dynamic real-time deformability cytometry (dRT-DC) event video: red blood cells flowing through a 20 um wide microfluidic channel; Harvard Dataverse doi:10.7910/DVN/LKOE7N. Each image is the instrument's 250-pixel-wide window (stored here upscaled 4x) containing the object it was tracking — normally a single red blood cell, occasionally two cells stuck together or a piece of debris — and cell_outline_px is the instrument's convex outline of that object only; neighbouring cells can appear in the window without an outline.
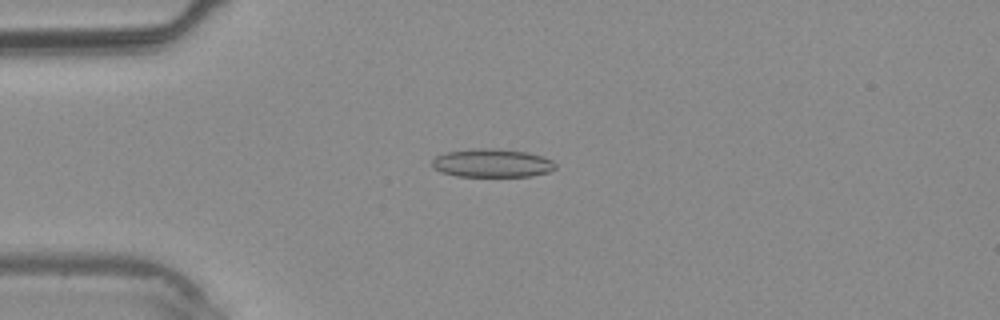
{"species": "common noctule bat (a hibernating species)", "species_latin": "Nyctalus noctula", "temperature_condition": "warm", "stored_images_in_passage": 36, "camera_frame_rate_fps": 3000, "um_per_image_px": 0.085, "animal": {"sex": "male", "body_mass_g": 20.4}, "frame": {"image": 1, "passage_image": 8, "time_ms": 2.333, "image_size_px": [1000, 320], "cell_outline_px": [[556, 168], [548, 172], [532, 176], [456, 176], [440, 172], [432, 168], [432, 160], [436, 156], [448, 152], [472, 148], [496, 148], [528, 152], [544, 156], [552, 160], [556, 164]], "centroid_in_image_um": [41.83, 13.85], "position_along_channel_um": 43.2, "area_um2": 20.63}}
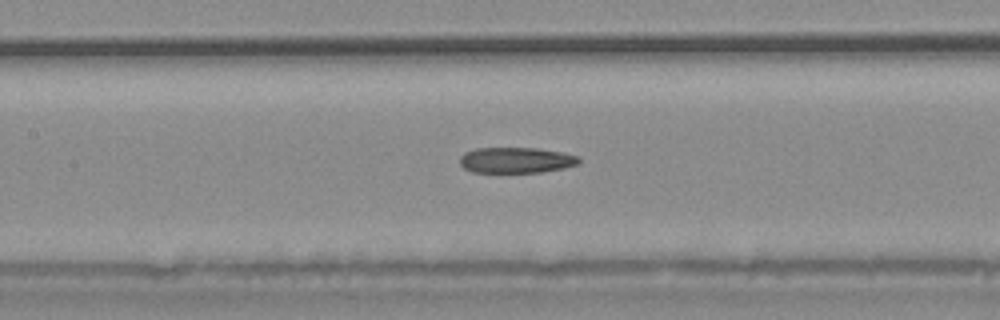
{"frame": {"image": 2, "passage_image": 16, "time_ms": 5.0, "image_size_px": [1000, 320], "cell_outline_px": [[580, 164], [564, 168], [540, 172], [472, 172], [464, 168], [460, 164], [460, 156], [464, 152], [476, 148], [536, 148], [564, 152], [580, 156]], "centroid_in_image_um": [43.9, 13.61], "position_along_channel_um": 163.5, "area_um2": 18.03}}
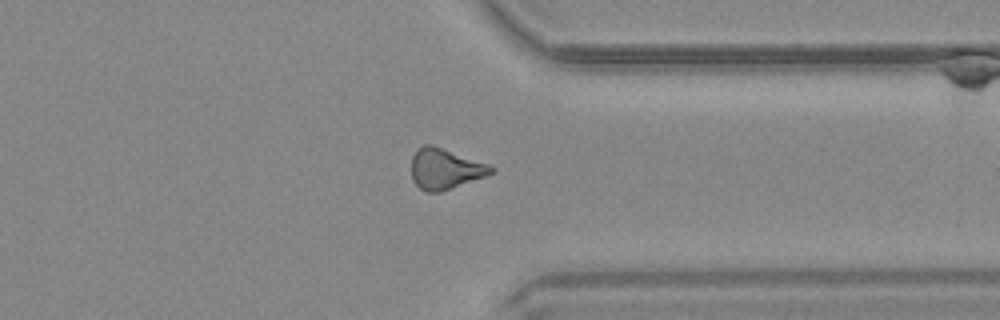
{"frame": {"image": 3, "passage_image": 28, "time_ms": 9.0, "image_size_px": [1000, 320], "cell_outline_px": [[496, 172], [440, 192], [428, 192], [420, 188], [412, 180], [412, 156], [424, 144], [432, 144], [488, 164], [496, 168]], "centroid_in_image_um": [37.84, 14.35], "position_along_channel_um": 373.6, "area_um2": 18.67}}